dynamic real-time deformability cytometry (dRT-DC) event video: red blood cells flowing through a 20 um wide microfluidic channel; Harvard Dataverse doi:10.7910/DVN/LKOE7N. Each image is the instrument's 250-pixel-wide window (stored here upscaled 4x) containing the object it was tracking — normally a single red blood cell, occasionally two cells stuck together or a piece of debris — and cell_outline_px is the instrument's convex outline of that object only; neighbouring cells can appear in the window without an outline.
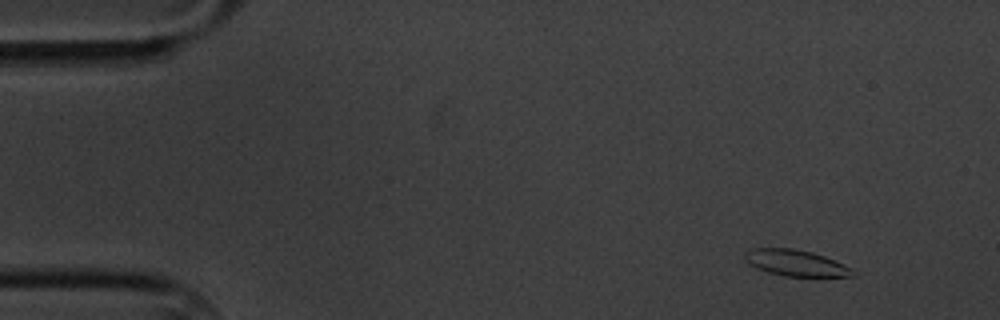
{"species": "common noctule bat (a hibernating species)", "species_latin": "Nyctalus noctula", "temperature_condition": "cold", "stored_images_in_passage": 18, "camera_frame_rate_fps": 3000, "um_per_image_px": 0.085, "animal": {"sex": "male", "body_mass_g": 20.1, "forearm_length_mm": 53.5}, "frame": {"image": 1, "passage_image": 6, "time_ms": 1.667, "image_size_px": [1000, 320], "cell_outline_px": [[856, 276], [784, 276], [768, 272], [756, 268], [748, 264], [744, 256], [744, 252], [752, 248], [792, 248], [812, 252], [824, 256], [852, 268], [856, 272]], "centroid_in_image_um": [67.62, 22.35], "position_along_channel_um": 17.4, "area_um2": 16.47}}